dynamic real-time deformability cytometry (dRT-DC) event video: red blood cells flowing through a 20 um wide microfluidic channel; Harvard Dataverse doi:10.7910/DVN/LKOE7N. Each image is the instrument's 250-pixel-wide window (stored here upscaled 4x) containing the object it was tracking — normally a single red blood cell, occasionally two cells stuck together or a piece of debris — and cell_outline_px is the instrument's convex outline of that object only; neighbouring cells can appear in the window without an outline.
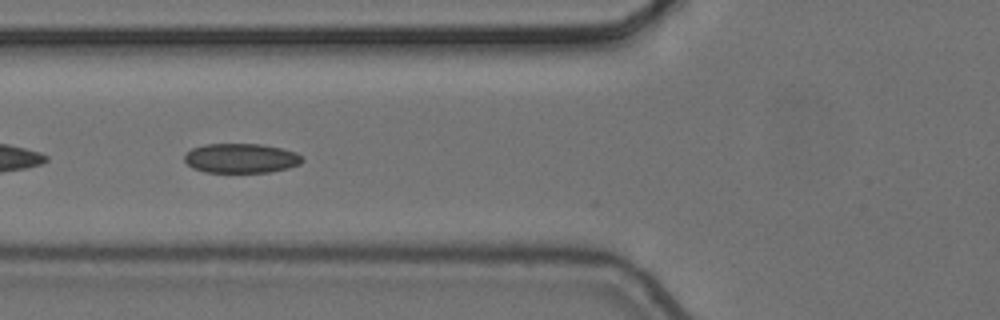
{"species": "common noctule bat (a hibernating species)", "species_latin": "Nyctalus noctula", "temperature_condition": "cold", "stored_images_in_passage": 15, "camera_frame_rate_fps": 3000, "um_per_image_px": 0.085, "animal": {"sex": "female", "body_mass_g": 24.6, "forearm_length_mm": 56.2}, "frame": {"image": 1, "passage_image": 6, "time_ms": 1.667, "image_size_px": [1000, 320], "cell_outline_px": [[304, 160], [300, 164], [288, 168], [272, 172], [204, 172], [192, 168], [184, 160], [184, 156], [192, 148], [204, 144], [260, 144], [280, 148], [296, 152], [304, 156]], "centroid_in_image_um": [20.51, 13.45], "position_along_channel_um": 105.3, "area_um2": 20.4}}
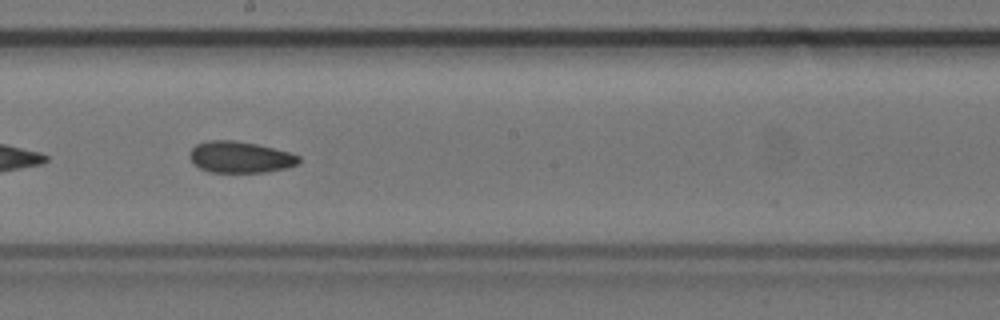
{"frame": {"image": 2, "passage_image": 9, "time_ms": 2.667, "image_size_px": [1000, 320], "cell_outline_px": [[300, 164], [284, 168], [264, 172], [208, 172], [192, 164], [188, 156], [188, 152], [196, 144], [208, 140], [232, 140], [256, 144], [288, 152], [300, 156]], "centroid_in_image_um": [20.36, 13.36], "position_along_channel_um": 227.8, "area_um2": 20.06}}
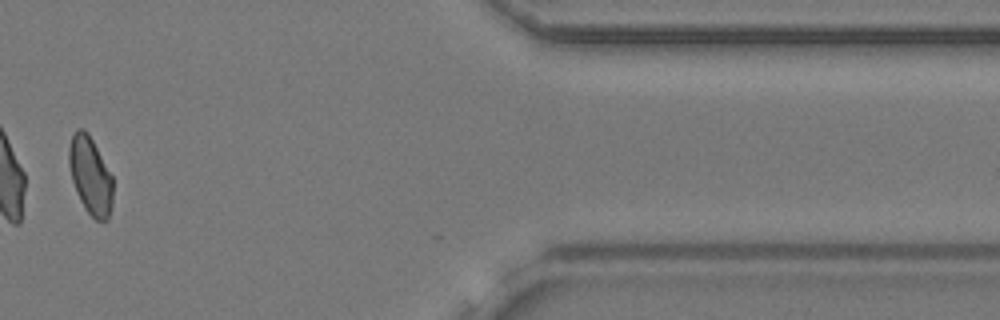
{"frame": {"image": 3, "passage_image": 14, "time_ms": 4.333, "image_size_px": [1000, 320], "cell_outline_px": [[112, 208], [108, 220], [96, 220], [84, 208], [76, 192], [72, 180], [68, 164], [68, 148], [72, 136], [76, 128], [84, 128], [88, 132], [112, 176]], "centroid_in_image_um": [7.66, 14.91], "position_along_channel_um": 403.7, "area_um2": 19.94}}